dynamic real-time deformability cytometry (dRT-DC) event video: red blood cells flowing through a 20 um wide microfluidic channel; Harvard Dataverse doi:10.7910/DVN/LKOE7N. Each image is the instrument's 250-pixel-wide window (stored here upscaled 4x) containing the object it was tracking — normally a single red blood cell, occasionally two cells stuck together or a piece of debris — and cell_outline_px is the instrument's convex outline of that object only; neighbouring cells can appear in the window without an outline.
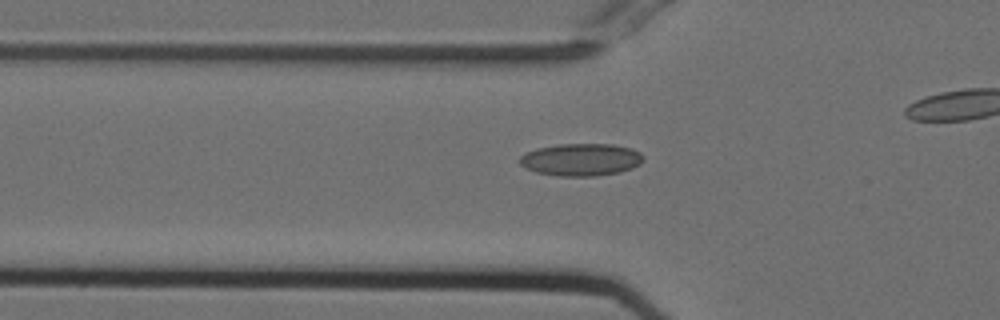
{"species": "Egyptian fruit bat (a non-hibernating species)", "species_latin": "Rousettus aegyptiacus", "temperature_condition": "cold", "stored_images_in_passage": 40, "camera_frame_rate_fps": 3000, "um_per_image_px": 0.085, "animal": {"sex": "female"}, "frame": {"image": 1, "passage_image": 16, "time_ms": 5.0, "image_size_px": [1000, 320], "cell_outline_px": [[644, 160], [640, 164], [632, 168], [620, 172], [596, 176], [560, 176], [536, 172], [524, 168], [520, 164], [520, 156], [524, 152], [536, 148], [556, 144], [612, 144], [632, 148], [640, 152], [644, 156]], "centroid_in_image_um": [49.38, 13.56], "position_along_channel_um": 76.4, "area_um2": 23.64}}
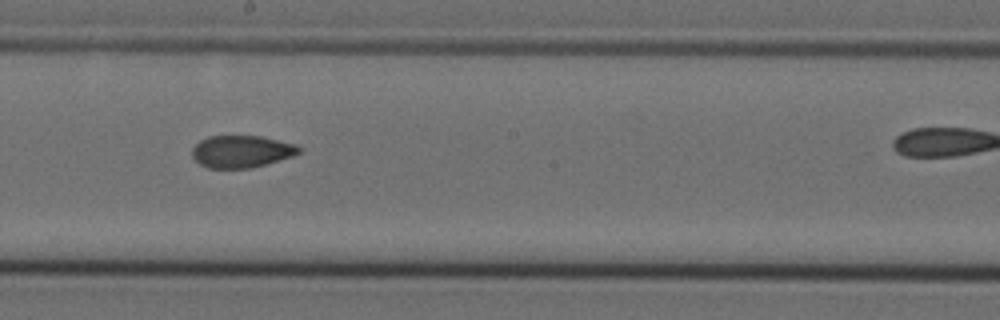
{"frame": {"image": 2, "passage_image": 28, "time_ms": 9.0, "image_size_px": [1000, 320], "cell_outline_px": [[300, 152], [292, 156], [264, 164], [248, 168], [208, 168], [200, 164], [192, 156], [192, 148], [200, 140], [208, 136], [260, 136], [296, 144], [300, 148]], "centroid_in_image_um": [20.49, 12.87], "position_along_channel_um": 227.7, "area_um2": 19.83}}
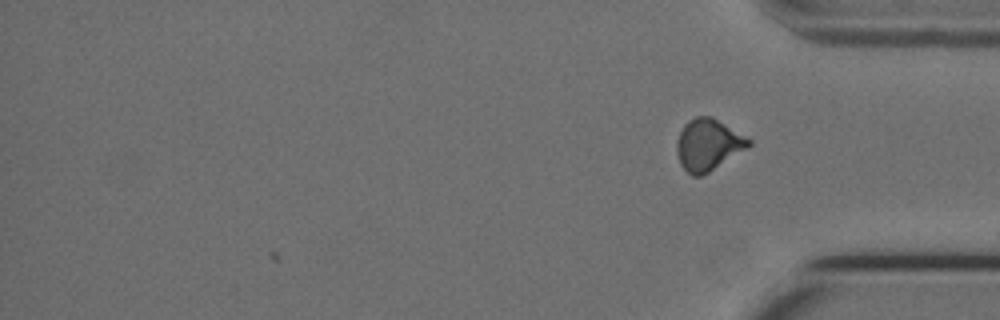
{"frame": {"image": 3, "passage_image": 40, "time_ms": 13.0, "image_size_px": [1000, 320], "cell_outline_px": [[752, 144], [748, 148], [708, 172], [700, 176], [692, 176], [680, 164], [676, 152], [676, 144], [680, 132], [684, 124], [688, 120], [696, 116], [712, 116], [752, 140]], "centroid_in_image_um": [60.19, 12.29], "position_along_channel_um": 375.0, "area_um2": 21.56}, "authors_computed_cell_mechanics": {"area_um2": 20.9814, "velocity_mm_per_s": 3.7506, "shape_relaxation_time_tau1_ms": null, "shape_relaxation_time_tau2_ms": 2.5298, "deformation_change_tau1": null, "deformation_change_tau2": 0.0752}}